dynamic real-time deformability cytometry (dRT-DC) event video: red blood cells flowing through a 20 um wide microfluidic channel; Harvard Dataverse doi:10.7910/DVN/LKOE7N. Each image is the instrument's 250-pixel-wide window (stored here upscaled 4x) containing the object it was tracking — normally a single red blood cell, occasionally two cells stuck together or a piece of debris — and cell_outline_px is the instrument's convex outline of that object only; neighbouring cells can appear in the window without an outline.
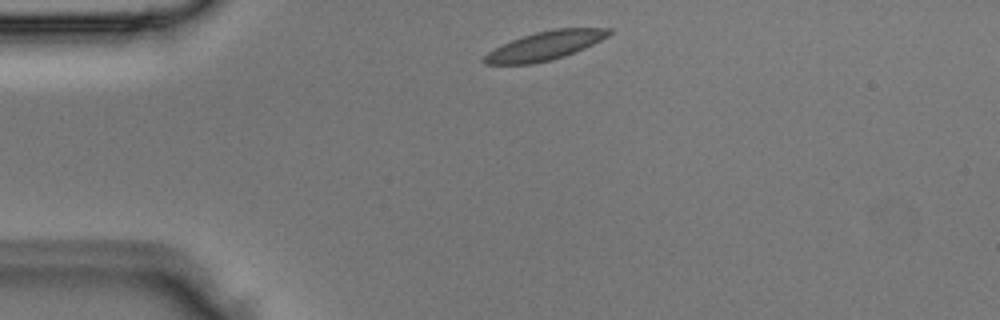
{"species": "Egyptian fruit bat (a non-hibernating species)", "species_latin": "Rousettus aegyptiacus", "temperature_condition": "room temperature", "stored_images_in_passage": 2, "camera_frame_rate_fps": 3000, "um_per_image_px": 0.085, "animal": {"sex": "male"}, "frame": {"image": 1, "passage_image": 1, "time_ms": 0.0, "image_size_px": [1000, 320], "cell_outline_px": [[612, 32], [608, 36], [584, 48], [564, 56], [552, 60], [532, 64], [484, 64], [480, 60], [488, 52], [512, 40], [536, 32], [556, 28], [612, 28]], "centroid_in_image_um": [46.32, 3.89], "position_along_channel_um": 38.7, "area_um2": 20.63}}